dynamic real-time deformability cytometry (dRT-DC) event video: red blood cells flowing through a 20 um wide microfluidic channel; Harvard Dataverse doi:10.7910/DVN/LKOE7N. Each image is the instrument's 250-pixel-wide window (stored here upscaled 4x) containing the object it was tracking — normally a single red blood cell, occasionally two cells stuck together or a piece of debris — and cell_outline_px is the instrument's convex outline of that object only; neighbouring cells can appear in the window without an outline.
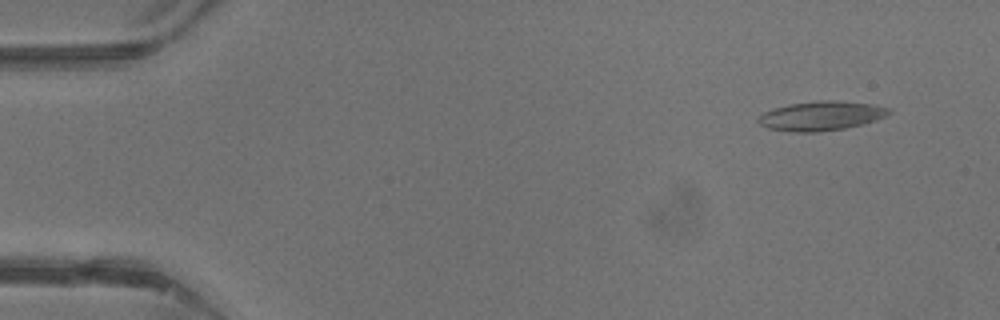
{"species": "common noctule bat (a hibernating species)", "species_latin": "Nyctalus noctula", "temperature_condition": "warm", "stored_images_in_passage": 43, "camera_frame_rate_fps": 3000, "um_per_image_px": 0.085, "animal": {"sex": "male", "body_mass_g": 13.3}, "frame": {"image": 1, "passage_image": 4, "time_ms": 1.0, "image_size_px": [1000, 320], "cell_outline_px": [[892, 112], [876, 120], [864, 124], [844, 128], [816, 132], [792, 132], [768, 128], [760, 124], [756, 120], [764, 112], [776, 108], [792, 104], [816, 100], [832, 100], [872, 104], [892, 108]], "centroid_in_image_um": [69.83, 9.85], "position_along_channel_um": 15.2, "area_um2": 22.2}}
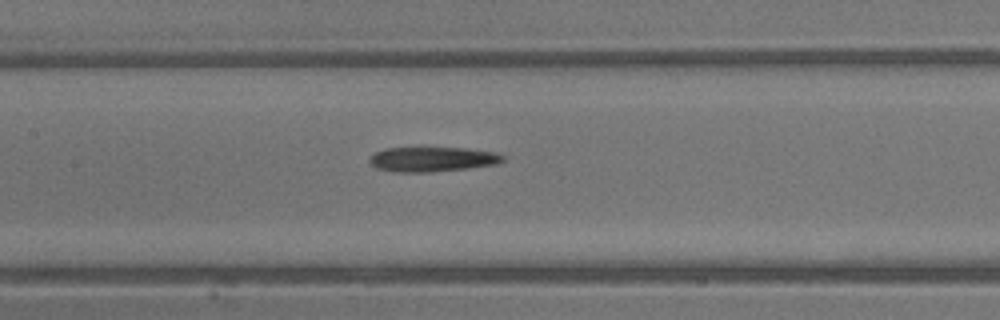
{"frame": {"image": 2, "passage_image": 21, "time_ms": 6.667, "image_size_px": [1000, 320], "cell_outline_px": [[504, 160], [496, 164], [468, 168], [428, 172], [392, 172], [376, 168], [368, 160], [376, 152], [384, 148], [464, 148], [496, 152], [504, 156]], "centroid_in_image_um": [36.74, 13.54], "position_along_channel_um": 170.7, "area_um2": 19.13}}
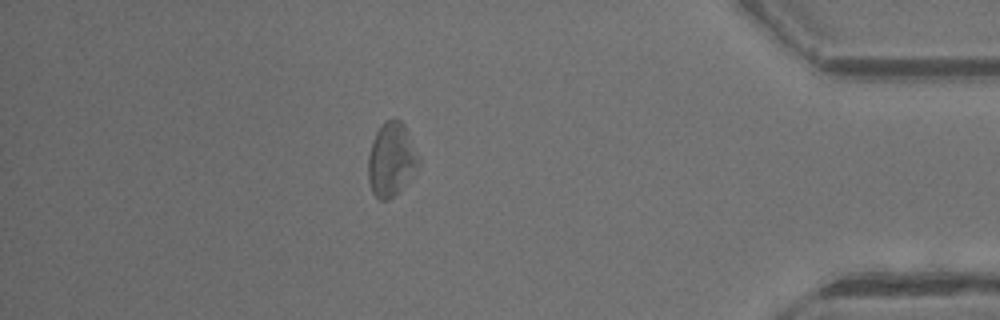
{"frame": {"image": 3, "passage_image": 38, "time_ms": 12.333, "image_size_px": [1000, 320], "cell_outline_px": [[420, 164], [400, 188], [388, 200], [380, 200], [372, 192], [368, 176], [368, 156], [372, 140], [376, 132], [384, 120], [400, 120], [404, 124], [420, 156]], "centroid_in_image_um": [33.25, 13.52], "position_along_channel_um": 401.9, "area_um2": 21.39}}